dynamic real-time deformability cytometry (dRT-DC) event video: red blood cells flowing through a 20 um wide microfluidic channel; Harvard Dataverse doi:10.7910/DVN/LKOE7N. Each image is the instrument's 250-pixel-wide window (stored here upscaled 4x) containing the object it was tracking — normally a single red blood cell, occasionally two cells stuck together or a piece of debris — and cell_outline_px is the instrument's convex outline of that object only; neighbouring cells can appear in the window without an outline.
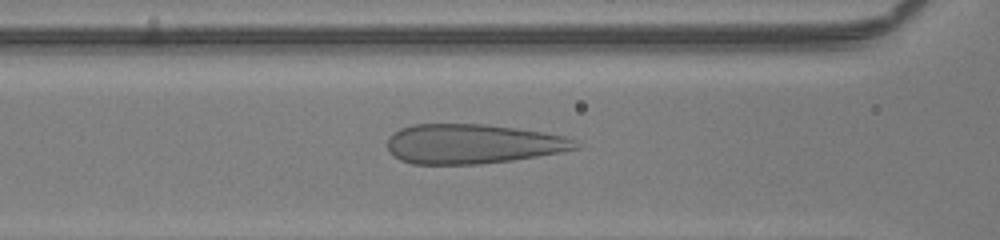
{"species": "human", "species_latin": "Homo sapiens", "temperature_condition": "room temperature", "stored_images_in_passage": 55, "camera_frame_rate_fps": 3000, "um_per_image_px": 0.085, "donor": {"sex": "male"}, "frame": {"image": 1, "passage_image": 29, "time_ms": 9.333, "image_size_px": [1000, 240], "cell_outline_px": [[580, 148], [560, 152], [512, 160], [480, 164], [412, 164], [400, 160], [388, 148], [388, 136], [392, 132], [400, 128], [412, 124], [484, 124], [516, 128], [544, 132], [564, 136], [576, 140]], "centroid_in_image_um": [40.16, 12.22], "position_along_channel_um": 126.4, "area_um2": 43.47}}
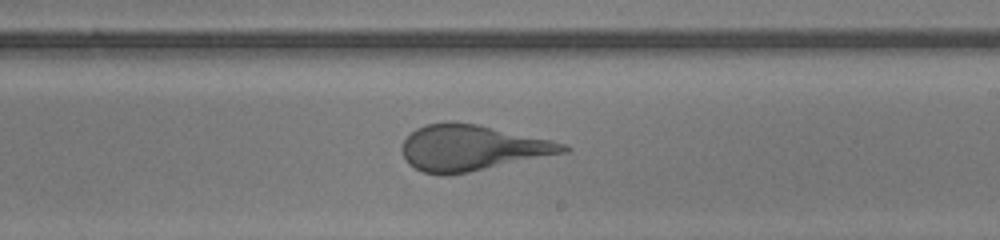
{"frame": {"image": 2, "passage_image": 38, "time_ms": 12.333, "image_size_px": [1000, 240], "cell_outline_px": [[572, 148], [568, 152], [468, 172], [444, 176], [440, 176], [424, 172], [408, 164], [400, 148], [404, 140], [416, 128], [424, 124], [444, 120], [452, 120], [476, 124], [552, 140], [564, 144]], "centroid_in_image_um": [40.07, 12.55], "position_along_channel_um": 248.9, "area_um2": 43.18}}
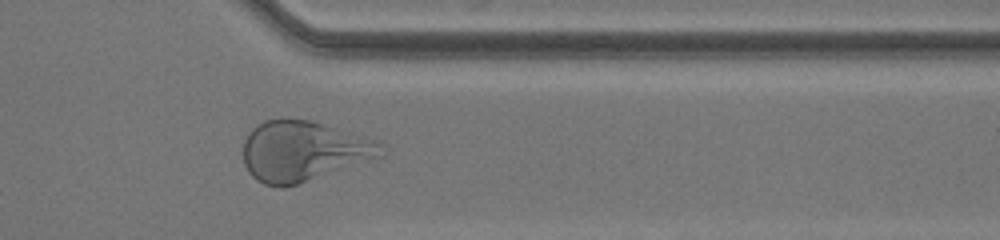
{"frame": {"image": 3, "passage_image": 48, "time_ms": 15.667, "image_size_px": [1000, 240], "cell_outline_px": [[388, 152], [384, 156], [284, 188], [264, 184], [256, 180], [248, 172], [244, 164], [244, 140], [248, 132], [256, 124], [264, 120], [280, 116], [284, 116], [312, 120], [384, 144]], "centroid_in_image_um": [25.75, 12.81], "position_along_channel_um": 385.6, "area_um2": 48.96}}